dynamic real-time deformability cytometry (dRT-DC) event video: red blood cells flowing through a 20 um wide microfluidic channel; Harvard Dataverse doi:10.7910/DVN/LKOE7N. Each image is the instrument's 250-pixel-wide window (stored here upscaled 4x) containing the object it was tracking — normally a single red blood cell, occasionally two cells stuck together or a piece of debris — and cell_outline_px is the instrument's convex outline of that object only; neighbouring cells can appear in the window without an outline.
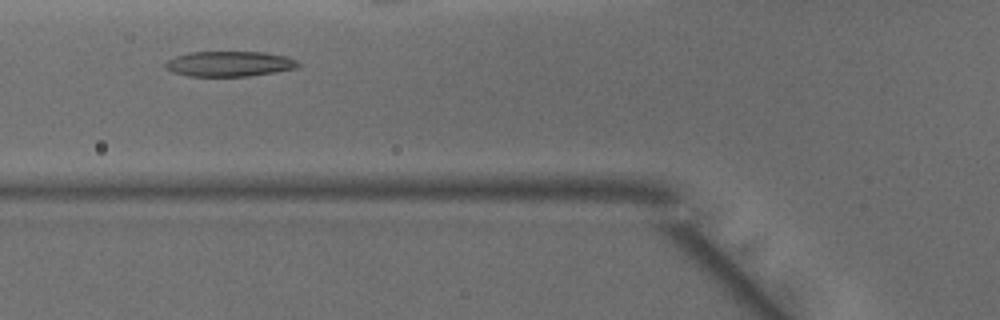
{"species": "common noctule bat (a hibernating species)", "species_latin": "Nyctalus noctula", "temperature_condition": "warm", "stored_images_in_passage": 29, "camera_frame_rate_fps": 3000, "um_per_image_px": 0.085, "animal": {"sex": "male", "body_mass_g": 15.6}, "frame": {"image": 1, "passage_image": 7, "time_ms": 2.0, "image_size_px": [1000, 320], "cell_outline_px": [[300, 64], [296, 68], [248, 76], [188, 76], [172, 72], [164, 68], [164, 64], [168, 60], [176, 56], [188, 52], [264, 52], [284, 56], [296, 60]], "centroid_in_image_um": [19.44, 5.42], "position_along_channel_um": 106.4, "area_um2": 19.42}}
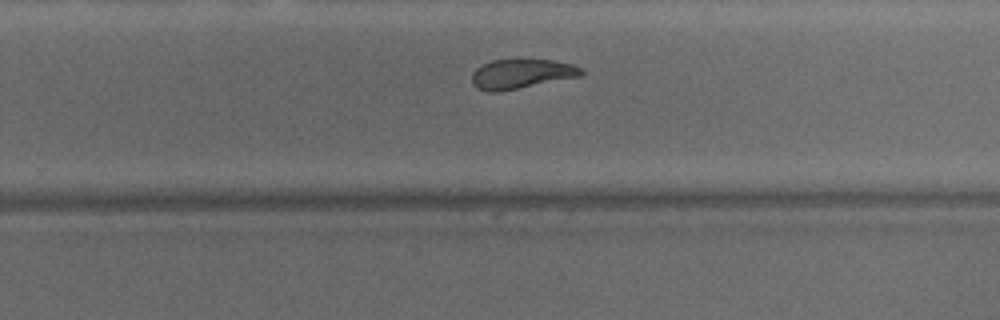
{"frame": {"image": 2, "passage_image": 20, "time_ms": 6.333, "image_size_px": [1000, 320], "cell_outline_px": [[584, 72], [580, 76], [500, 92], [488, 92], [476, 88], [472, 84], [472, 72], [480, 64], [492, 60], [552, 60], [572, 64], [580, 68]], "centroid_in_image_um": [44.25, 6.29], "position_along_channel_um": 285.5, "area_um2": 18.84}}
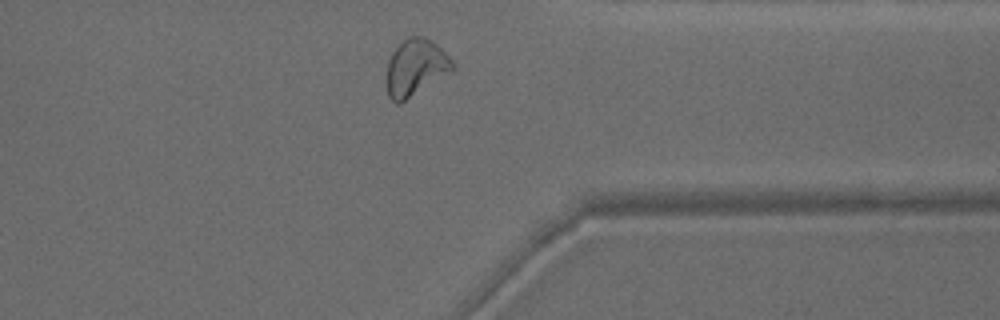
{"frame": {"image": 3, "passage_image": 27, "time_ms": 8.667, "image_size_px": [1000, 320], "cell_outline_px": [[456, 68], [452, 72], [400, 104], [396, 104], [388, 96], [388, 60], [392, 52], [404, 40], [412, 36], [424, 36], [436, 44], [456, 64]], "centroid_in_image_um": [35.36, 5.76], "position_along_channel_um": 376.0, "area_um2": 21.68}, "authors_computed_cell_mechanics": {"area_um2": 19.8254, "velocity_mm_per_s": 4.131, "shape_relaxation_time_tau1_ms": 9.0977, "shape_relaxation_time_tau2_ms": 2.5979, "deformation_change_tau1": 0.2434, "deformation_change_tau2": 0.1032}}